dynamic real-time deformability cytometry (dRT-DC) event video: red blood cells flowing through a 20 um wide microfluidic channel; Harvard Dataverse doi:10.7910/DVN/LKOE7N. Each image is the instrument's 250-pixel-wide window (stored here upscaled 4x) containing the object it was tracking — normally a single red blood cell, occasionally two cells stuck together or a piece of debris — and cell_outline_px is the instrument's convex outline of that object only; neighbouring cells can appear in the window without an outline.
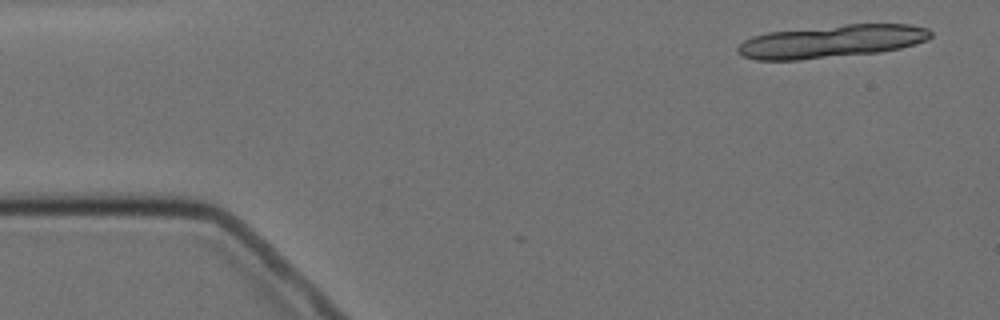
{"species": "Egyptian fruit bat (a non-hibernating species)", "species_latin": "Rousettus aegyptiacus", "temperature_condition": "cold", "stored_images_in_passage": 4, "segment_of_instrument_passage": [1, 2], "camera_frame_rate_fps": 3000, "um_per_image_px": 0.085, "animal": {"sex": "female"}, "frame": {"image": 1, "passage_image": 1, "time_ms": 0.0, "image_size_px": [1000, 320], "cell_outline_px": [[932, 36], [928, 40], [900, 48], [880, 52], [800, 60], [756, 60], [744, 56], [736, 52], [736, 48], [744, 40], [752, 36], [768, 32], [844, 24], [912, 24], [928, 28], [932, 32]], "centroid_in_image_um": [70.69, 3.51], "position_along_channel_um": 14.3, "area_um2": 37.11}}